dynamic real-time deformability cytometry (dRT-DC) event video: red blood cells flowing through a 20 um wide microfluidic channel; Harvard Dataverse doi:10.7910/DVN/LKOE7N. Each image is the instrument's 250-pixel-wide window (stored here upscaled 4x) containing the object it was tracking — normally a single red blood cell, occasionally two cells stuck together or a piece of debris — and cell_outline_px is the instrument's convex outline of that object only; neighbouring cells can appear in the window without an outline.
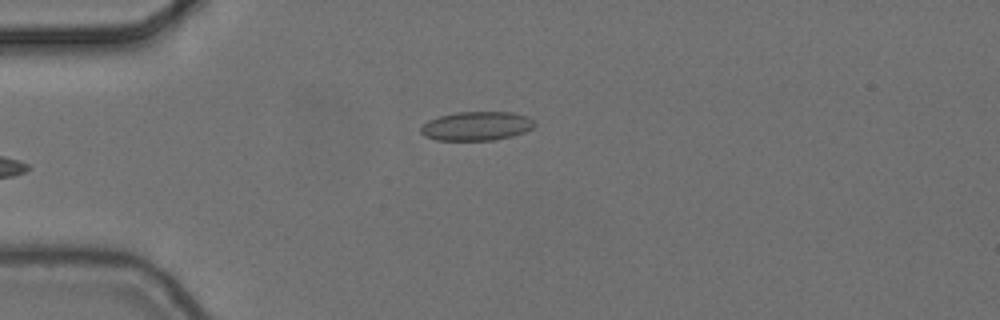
{"species": "common noctule bat (a hibernating species)", "species_latin": "Nyctalus noctula", "temperature_condition": "cold", "stored_images_in_passage": 5, "camera_frame_rate_fps": 3000, "um_per_image_px": 0.085, "animal": {"sex": "female", "body_mass_g": 24.6, "forearm_length_mm": 56.2}, "frame": {"image": 1, "passage_image": 5, "time_ms": 1.333, "image_size_px": [1000, 320], "cell_outline_px": [[536, 124], [532, 128], [524, 132], [512, 136], [496, 140], [436, 140], [420, 132], [420, 128], [428, 120], [440, 116], [456, 112], [512, 112], [528, 116]], "centroid_in_image_um": [40.53, 10.71], "position_along_channel_um": 44.5, "area_um2": 19.13}}